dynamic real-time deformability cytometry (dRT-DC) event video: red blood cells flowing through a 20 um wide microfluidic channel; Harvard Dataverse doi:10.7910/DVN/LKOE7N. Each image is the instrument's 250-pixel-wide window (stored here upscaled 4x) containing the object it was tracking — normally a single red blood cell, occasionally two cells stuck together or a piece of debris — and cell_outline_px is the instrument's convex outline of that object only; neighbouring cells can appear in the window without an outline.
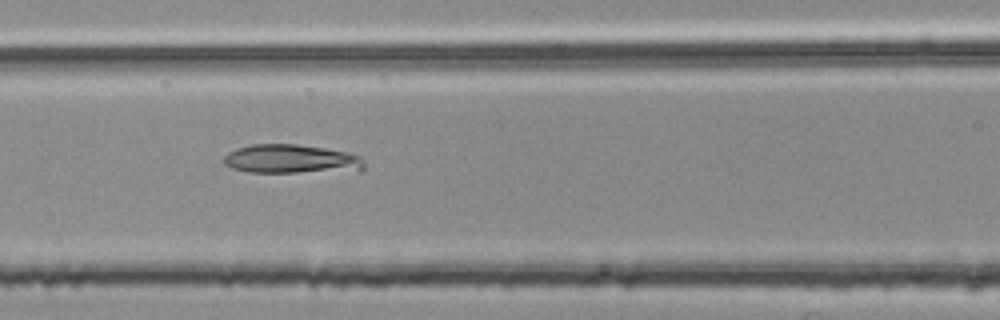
{"species": "common noctule bat (a hibernating species)", "species_latin": "Nyctalus noctula", "temperature_condition": "room temperature", "stored_images_in_passage": 54, "segment_of_instrument_passage": [2, 2], "camera_frame_rate_fps": 3000, "um_per_image_px": 0.085, "animal": {"sex": "female", "body_mass_g": 25.1}, "frame": {"image": 1, "passage_image": 22, "time_ms": 7.0, "image_size_px": [1000, 320], "cell_outline_px": [[364, 168], [360, 172], [248, 172], [232, 168], [224, 164], [224, 156], [228, 152], [236, 148], [252, 144], [296, 144], [324, 148], [348, 152], [360, 156], [364, 160]], "centroid_in_image_um": [24.82, 13.53], "position_along_channel_um": 141.8, "area_um2": 24.1}}
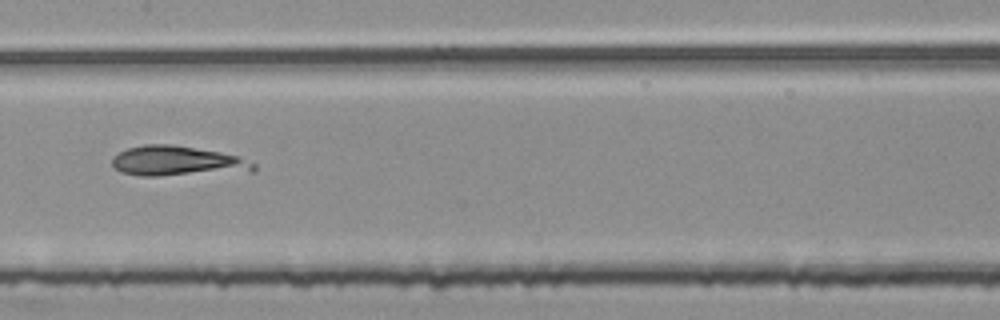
{"frame": {"image": 2, "passage_image": 26, "time_ms": 8.333, "image_size_px": [1000, 320], "cell_outline_px": [[256, 172], [160, 176], [140, 176], [120, 172], [112, 164], [112, 156], [128, 148], [144, 144], [172, 144], [220, 152], [240, 156], [256, 164]], "centroid_in_image_um": [15.14, 13.71], "position_along_channel_um": 192.3, "area_um2": 25.32}}
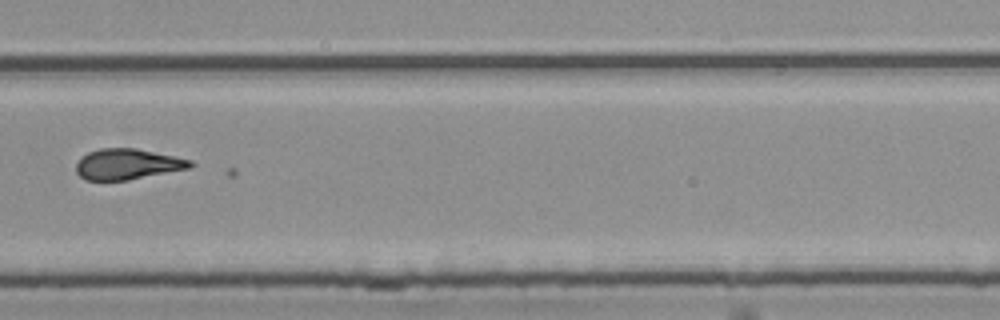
{"frame": {"image": 3, "passage_image": 36, "time_ms": 11.667, "image_size_px": [1000, 320], "cell_outline_px": [[196, 164], [192, 168], [128, 180], [84, 180], [76, 172], [76, 164], [80, 156], [88, 152], [100, 148], [136, 148], [192, 160]], "centroid_in_image_um": [10.84, 13.95], "position_along_channel_um": 319.0, "area_um2": 20.63}}